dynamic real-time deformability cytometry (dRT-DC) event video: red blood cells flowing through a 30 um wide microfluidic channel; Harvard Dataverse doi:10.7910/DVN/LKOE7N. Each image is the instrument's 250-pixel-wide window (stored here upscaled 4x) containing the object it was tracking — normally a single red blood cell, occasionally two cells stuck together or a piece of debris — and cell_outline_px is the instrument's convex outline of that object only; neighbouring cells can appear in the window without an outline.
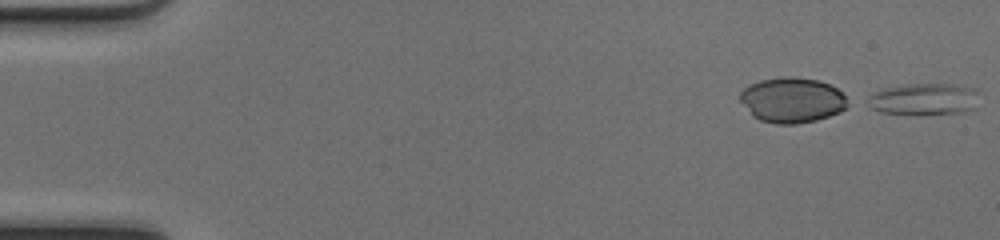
{"species": "common noctule bat (a hibernating species)", "species_latin": "Nyctalus noctula", "temperature_condition": "cold", "stored_images_in_passage": 50, "camera_frame_rate_fps": 3000, "um_per_image_px": 0.085, "animal": {"sex": "female", "body_mass_g": 17.0, "forearm_length_mm": 48.0}, "frame": {"image": 1, "passage_image": 1, "time_ms": 0.0, "image_size_px": [1000, 240], "cell_outline_px": [[980, 92], [976, 108], [960, 112], [920, 116], [908, 116], [880, 112], [872, 108], [868, 96], [872, 92], [880, 88], [908, 84], [956, 84], [976, 88]], "centroid_in_image_um": [78.57, 8.44], "position_along_channel_um": 6.4, "area_um2": 21.5}}
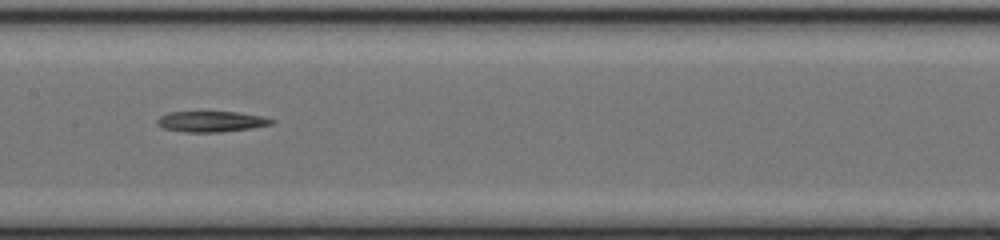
{"frame": {"image": 2, "passage_image": 26, "time_ms": 8.333, "image_size_px": [1000, 240], "cell_outline_px": [[276, 120], [272, 124], [252, 128], [220, 132], [184, 132], [164, 128], [156, 124], [156, 120], [160, 116], [168, 112], [236, 112], [260, 116]], "centroid_in_image_um": [17.93, 10.33], "position_along_channel_um": 189.5, "area_um2": 13.76}}
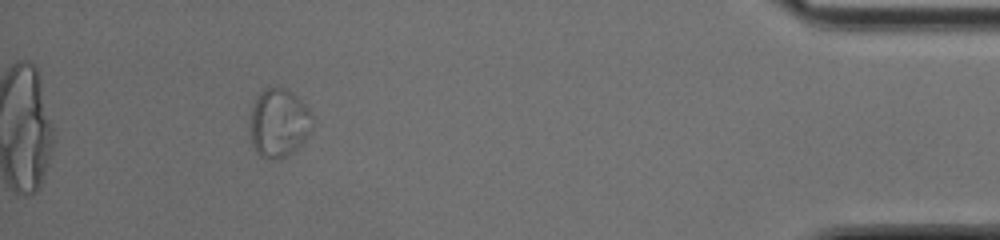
{"frame": {"image": 3, "passage_image": 46, "time_ms": 15.0, "image_size_px": [1000, 240], "cell_outline_px": [[312, 116], [308, 136], [292, 152], [284, 156], [272, 160], [264, 160], [256, 152], [252, 144], [252, 104], [256, 96], [264, 88], [284, 88], [292, 92], [308, 108]], "centroid_in_image_um": [23.68, 10.45], "position_along_channel_um": 411.5, "area_um2": 24.51}}